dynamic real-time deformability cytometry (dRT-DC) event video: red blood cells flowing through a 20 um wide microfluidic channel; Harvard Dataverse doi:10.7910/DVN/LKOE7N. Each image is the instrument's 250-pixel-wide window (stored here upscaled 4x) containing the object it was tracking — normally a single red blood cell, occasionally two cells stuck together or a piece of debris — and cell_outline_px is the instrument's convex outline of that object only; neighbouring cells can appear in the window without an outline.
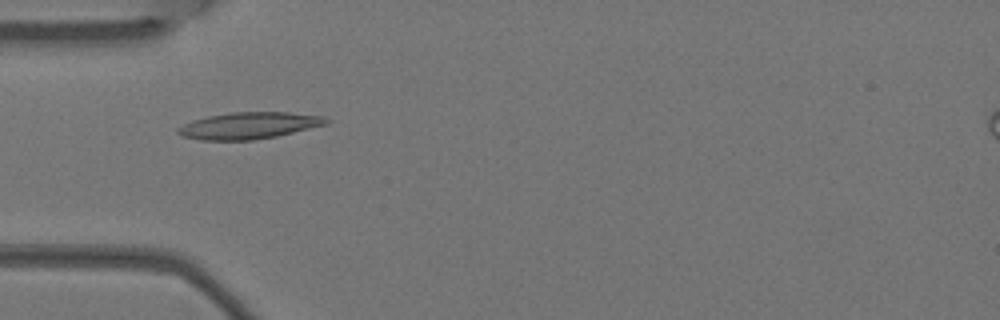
{"species": "Egyptian fruit bat (a non-hibernating species)", "species_latin": "Rousettus aegyptiacus", "temperature_condition": "warm", "stored_images_in_passage": 5, "camera_frame_rate_fps": 3000, "um_per_image_px": 0.085, "animal": {"sex": "female"}, "frame": {"image": 1, "passage_image": 2, "time_ms": 0.333, "image_size_px": [1000, 320], "cell_outline_px": [[332, 120], [328, 124], [276, 136], [252, 140], [200, 140], [184, 136], [176, 132], [176, 128], [192, 120], [208, 116], [232, 112], [288, 112], [324, 116]], "centroid_in_image_um": [21.18, 10.67], "position_along_channel_um": 63.8, "area_um2": 23.06}}
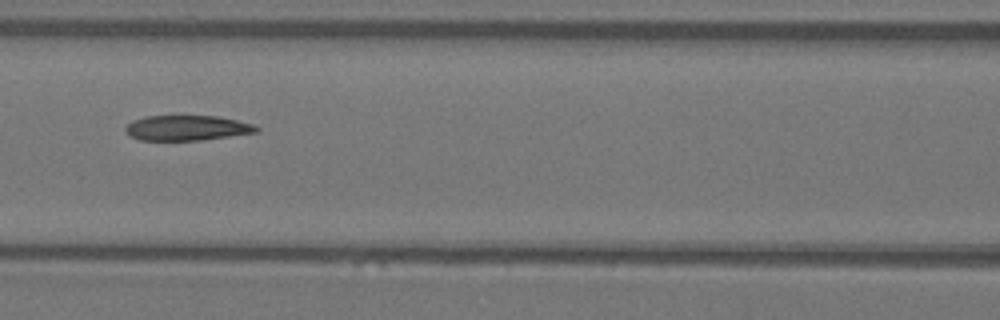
{"frame": {"image": 2, "passage_image": 4, "time_ms": 1.0, "image_size_px": [1000, 320], "cell_outline_px": [[260, 128], [256, 132], [200, 140], [140, 140], [128, 136], [124, 132], [124, 128], [132, 120], [144, 116], [216, 116], [236, 120], [252, 124]], "centroid_in_image_um": [15.81, 10.87], "position_along_channel_um": 150.8, "area_um2": 19.13}}
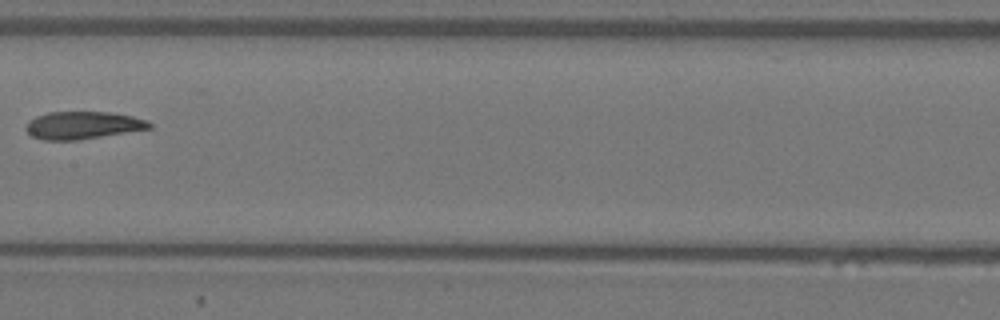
{"frame": {"image": 3, "passage_image": 5, "time_ms": 1.333, "image_size_px": [1000, 320], "cell_outline_px": [[152, 128], [76, 140], [44, 140], [32, 136], [24, 128], [28, 120], [36, 116], [48, 112], [108, 112], [132, 116], [148, 120], [152, 124]], "centroid_in_image_um": [7.02, 10.64], "position_along_channel_um": 200.4, "area_um2": 19.77}}